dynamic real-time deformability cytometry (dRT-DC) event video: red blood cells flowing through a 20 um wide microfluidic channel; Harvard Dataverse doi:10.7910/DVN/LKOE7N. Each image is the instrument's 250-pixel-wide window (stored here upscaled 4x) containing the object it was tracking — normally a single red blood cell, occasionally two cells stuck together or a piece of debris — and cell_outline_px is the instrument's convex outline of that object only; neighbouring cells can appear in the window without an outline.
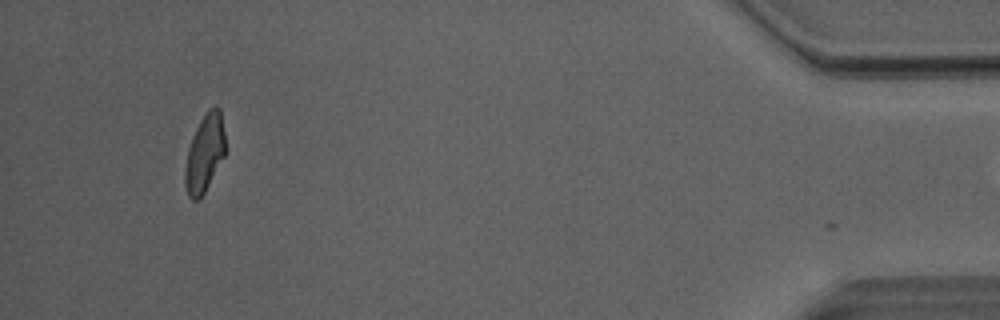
{"species": "Egyptian fruit bat (a non-hibernating species)", "species_latin": "Rousettus aegyptiacus", "temperature_condition": "room temperature", "stored_images_in_passage": 41, "camera_frame_rate_fps": 3000, "um_per_image_px": 0.085, "animal": {"sex": "male"}, "frame": {"image": 1, "passage_image": 40, "time_ms": 13.0, "image_size_px": [1000, 320], "cell_outline_px": [[224, 156], [204, 192], [196, 200], [192, 200], [188, 196], [184, 184], [184, 168], [188, 148], [192, 136], [200, 120], [208, 108], [216, 104], [220, 108], [224, 132]], "centroid_in_image_um": [17.37, 12.99], "position_along_channel_um": 417.8, "area_um2": 18.15}, "authors_computed_cell_mechanics": {"area_um2": 19.1318, "velocity_mm_per_s": 4.0708, "shape_relaxation_time_tau1_ms": 10.4767, "shape_relaxation_time_tau2_ms": 2.2746, "deformation_change_tau1": 0.256, "deformation_change_tau2": 0.09}}